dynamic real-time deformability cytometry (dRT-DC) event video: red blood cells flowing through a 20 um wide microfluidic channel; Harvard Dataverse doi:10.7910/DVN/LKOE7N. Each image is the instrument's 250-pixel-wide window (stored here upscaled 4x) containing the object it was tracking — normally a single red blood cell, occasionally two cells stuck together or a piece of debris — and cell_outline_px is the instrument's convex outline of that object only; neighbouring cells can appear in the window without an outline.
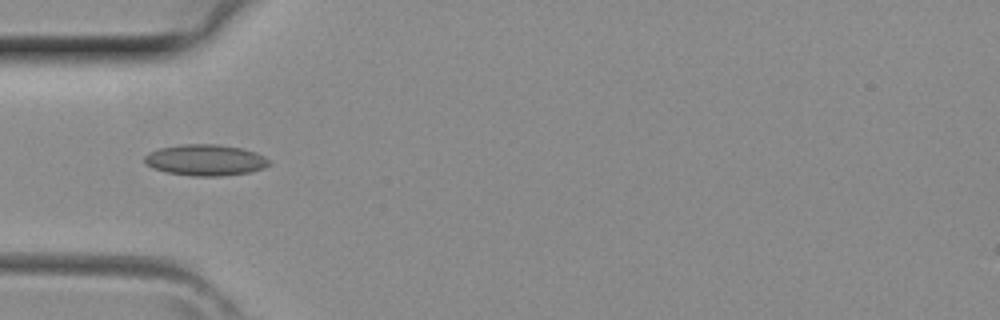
{"species": "common noctule bat (a hibernating species)", "species_latin": "Nyctalus noctula", "temperature_condition": "room temperature", "stored_images_in_passage": 3, "camera_frame_rate_fps": 3000, "um_per_image_px": 0.085, "animal": {"sex": "female", "body_mass_g": 29.2, "forearm_length_mm": 56.3}, "frame": {"image": 1, "passage_image": 3, "time_ms": 0.667, "image_size_px": [1000, 320], "cell_outline_px": [[272, 164], [264, 168], [252, 172], [220, 176], [192, 176], [168, 172], [152, 168], [144, 164], [144, 156], [148, 152], [160, 148], [184, 144], [216, 144], [240, 148], [256, 152], [264, 156]], "centroid_in_image_um": [17.46, 13.61], "position_along_channel_um": 67.5, "area_um2": 22.72}}